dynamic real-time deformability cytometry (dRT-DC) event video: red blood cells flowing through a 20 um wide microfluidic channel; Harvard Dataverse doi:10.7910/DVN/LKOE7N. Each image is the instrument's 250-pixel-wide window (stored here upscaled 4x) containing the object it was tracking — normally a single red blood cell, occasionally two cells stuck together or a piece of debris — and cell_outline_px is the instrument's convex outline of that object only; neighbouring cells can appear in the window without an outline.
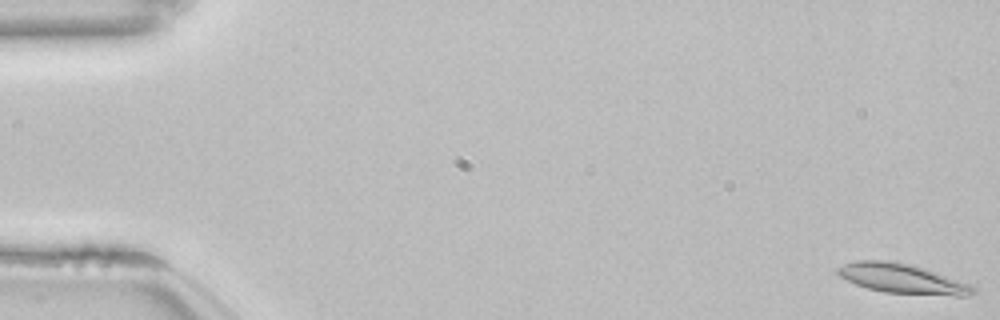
{"species": "common noctule bat (a hibernating species)", "species_latin": "Nyctalus noctula", "temperature_condition": "room temperature", "stored_images_in_passage": 54, "camera_frame_rate_fps": 3000, "um_per_image_px": 0.085, "animal": {"sex": "female", "body_mass_g": 22.7, "forearm_length_mm": 54.2}, "frame": {"image": 1, "passage_image": 1, "time_ms": 0.0, "image_size_px": [1000, 320], "cell_outline_px": [[976, 292], [968, 296], [956, 296], [884, 292], [868, 288], [856, 284], [840, 276], [836, 272], [836, 268], [844, 264], [856, 260], [888, 260], [908, 264], [924, 268], [972, 284], [976, 288]], "centroid_in_image_um": [76.73, 23.69], "position_along_channel_um": 8.3, "area_um2": 23.41}}
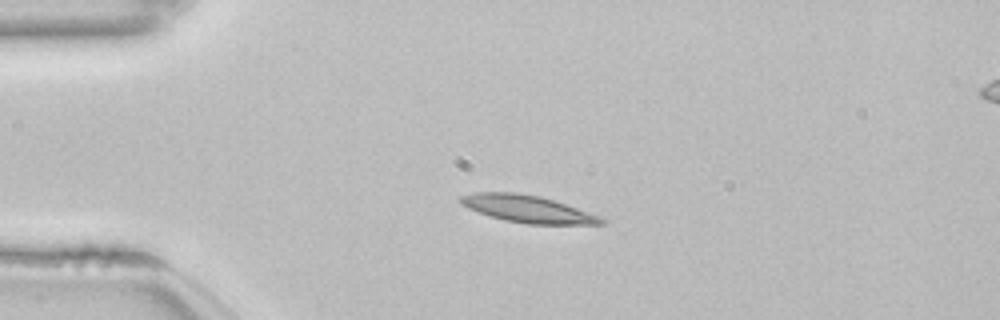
{"frame": {"image": 2, "passage_image": 13, "time_ms": 4.0, "image_size_px": [1000, 320], "cell_outline_px": [[608, 220], [604, 224], [528, 224], [504, 220], [468, 208], [460, 204], [456, 200], [460, 196], [472, 192], [516, 192], [540, 196], [600, 216]], "centroid_in_image_um": [44.81, 17.75], "position_along_channel_um": 40.2, "area_um2": 22.2}}
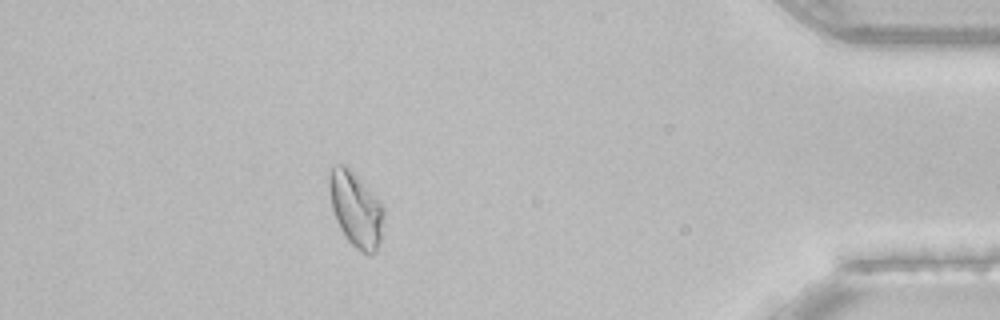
{"frame": {"image": 3, "passage_image": 48, "time_ms": 15.667, "image_size_px": [1000, 320], "cell_outline_px": [[384, 216], [380, 244], [376, 252], [368, 256], [360, 252], [344, 236], [336, 220], [332, 208], [328, 188], [328, 172], [332, 168], [340, 164], [344, 164], [356, 176], [384, 208]], "centroid_in_image_um": [30.23, 17.85], "position_along_channel_um": 405.0, "area_um2": 23.64}}